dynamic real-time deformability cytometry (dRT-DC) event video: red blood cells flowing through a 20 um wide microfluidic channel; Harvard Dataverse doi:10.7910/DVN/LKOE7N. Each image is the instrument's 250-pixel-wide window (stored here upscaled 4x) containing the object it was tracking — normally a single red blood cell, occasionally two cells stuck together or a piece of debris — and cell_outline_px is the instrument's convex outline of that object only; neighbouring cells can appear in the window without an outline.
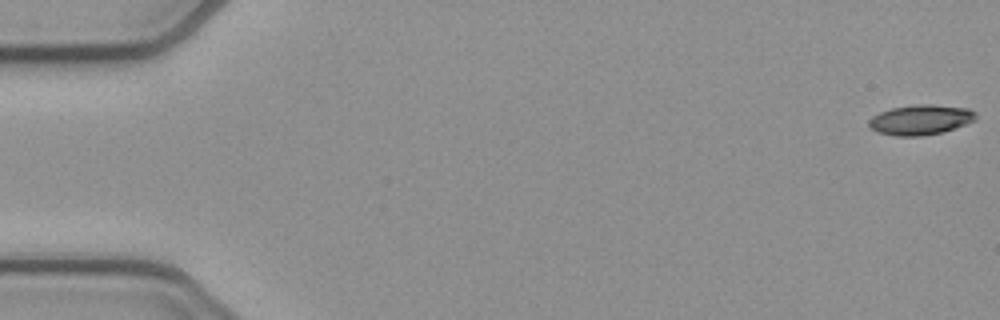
{"species": "common noctule bat (a hibernating species)", "species_latin": "Nyctalus noctula", "temperature_condition": "cold", "stored_images_in_passage": 48, "camera_frame_rate_fps": 3000, "um_per_image_px": 0.085, "animal": {"sex": "female", "body_mass_g": 21.9}, "frame": {"image": 1, "passage_image": 1, "time_ms": 0.0, "image_size_px": [1000, 320], "cell_outline_px": [[976, 120], [940, 132], [920, 136], [896, 136], [876, 132], [868, 124], [868, 120], [872, 116], [880, 112], [892, 108], [916, 104], [932, 104], [968, 108], [976, 112]], "centroid_in_image_um": [78.22, 10.17], "position_along_channel_um": 6.8, "area_um2": 18.61}}
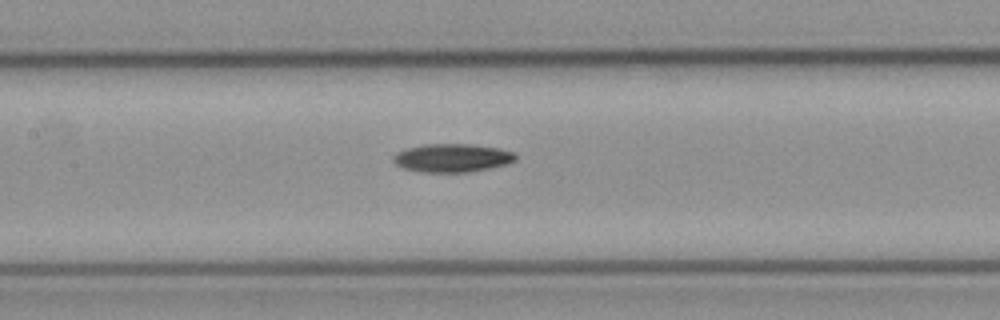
{"frame": {"image": 2, "passage_image": 25, "time_ms": 8.0, "image_size_px": [1000, 320], "cell_outline_px": [[516, 160], [504, 164], [488, 168], [468, 172], [420, 172], [404, 168], [396, 164], [392, 160], [392, 156], [396, 152], [408, 148], [424, 144], [472, 144], [500, 148], [516, 152]], "centroid_in_image_um": [38.43, 13.41], "position_along_channel_um": 169.0, "area_um2": 20.23}}
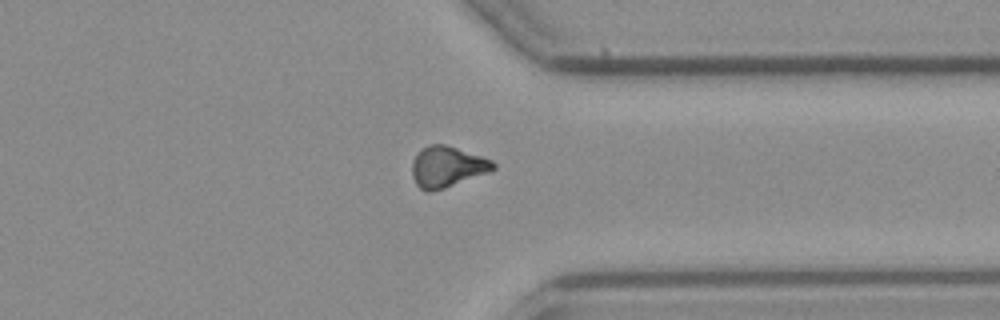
{"frame": {"image": 3, "passage_image": 41, "time_ms": 13.333, "image_size_px": [1000, 320], "cell_outline_px": [[496, 168], [488, 172], [444, 188], [432, 192], [428, 192], [420, 188], [416, 184], [412, 176], [412, 160], [428, 144], [444, 144], [492, 160], [496, 164]], "centroid_in_image_um": [37.99, 14.18], "position_along_channel_um": 373.4, "area_um2": 19.02}, "authors_computed_cell_mechanics": {"area_um2": 19.3052, "velocity_mm_per_s": 3.8811, "shape_relaxation_time_tau1_ms": 8.381, "shape_relaxation_time_tau2_ms": null, "deformation_change_tau1": 0.1601, "deformation_change_tau2": null}}